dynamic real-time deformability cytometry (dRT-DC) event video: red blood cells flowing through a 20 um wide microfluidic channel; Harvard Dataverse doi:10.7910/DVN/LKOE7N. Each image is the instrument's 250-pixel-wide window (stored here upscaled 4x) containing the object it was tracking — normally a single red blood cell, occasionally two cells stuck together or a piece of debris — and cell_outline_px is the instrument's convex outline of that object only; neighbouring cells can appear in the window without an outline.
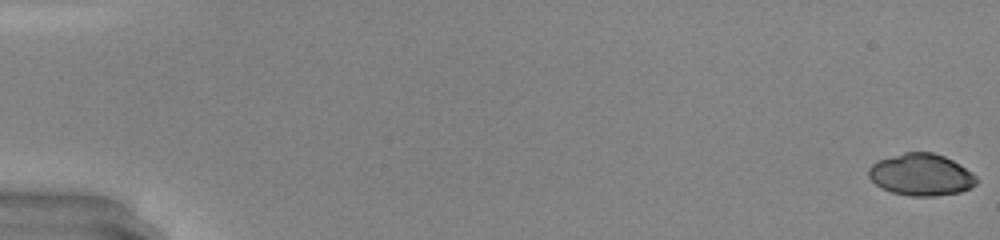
{"species": "common noctule bat (a hibernating species)", "species_latin": "Nyctalus noctula", "temperature_condition": "warm", "stored_images_in_passage": 14, "camera_frame_rate_fps": 3000, "um_per_image_px": 0.085, "animal": {"sex": "male", "body_mass_g": 20.0, "forearm_length_mm": 53.3}, "frame": {"image": 1, "passage_image": 1, "time_ms": 0.0, "image_size_px": [1000, 240], "cell_outline_px": [[976, 184], [960, 192], [936, 196], [912, 196], [892, 192], [880, 188], [868, 176], [868, 168], [876, 160], [904, 152], [932, 152], [944, 156], [952, 160], [972, 172], [976, 176]], "centroid_in_image_um": [78.26, 14.84], "position_along_channel_um": 6.7, "area_um2": 26.36}}